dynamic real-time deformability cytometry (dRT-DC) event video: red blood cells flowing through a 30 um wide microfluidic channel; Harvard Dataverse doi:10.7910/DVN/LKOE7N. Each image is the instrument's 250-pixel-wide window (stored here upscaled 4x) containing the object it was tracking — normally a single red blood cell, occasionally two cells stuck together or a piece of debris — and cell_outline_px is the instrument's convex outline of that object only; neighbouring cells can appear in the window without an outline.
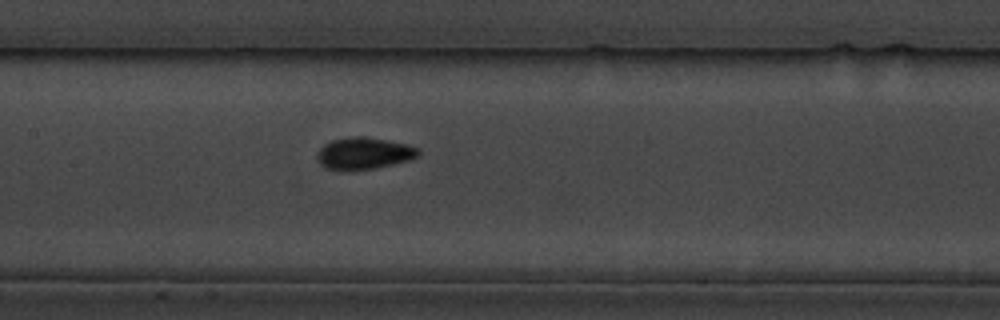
{"species": "common noctule bat (a hibernating species)", "species_latin": "Nyctalus noctula", "temperature_condition": "cold", "stored_images_in_passage": 34, "camera_frame_rate_fps": 3000, "um_per_image_px": 0.085, "animal": {"sex": "male", "body_mass_g": 19.5, "forearm_length_mm": 54.6}, "frame": {"image": 1, "passage_image": 15, "time_ms": 4.667, "image_size_px": [1000, 320], "cell_outline_px": [[420, 156], [408, 160], [392, 164], [372, 168], [328, 168], [320, 164], [316, 156], [320, 148], [324, 144], [332, 140], [356, 136], [364, 136], [408, 144], [420, 148]], "centroid_in_image_um": [30.99, 12.99], "position_along_channel_um": 176.4, "area_um2": 18.26}}
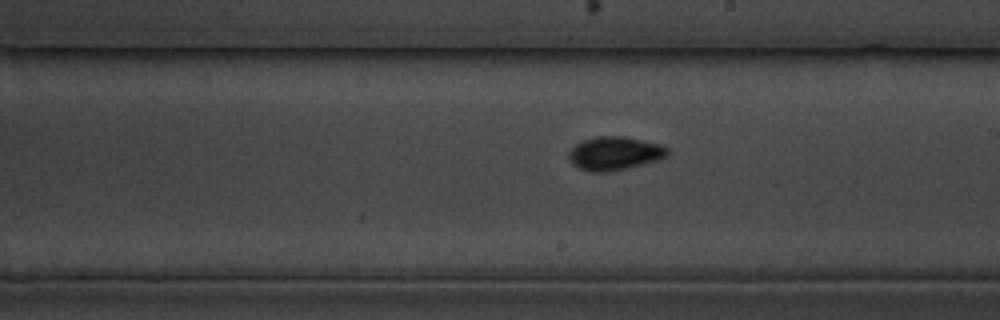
{"frame": {"image": 2, "passage_image": 20, "time_ms": 6.333, "image_size_px": [1000, 320], "cell_outline_px": [[668, 156], [656, 160], [608, 172], [592, 172], [580, 168], [572, 164], [568, 156], [568, 152], [576, 144], [584, 140], [596, 136], [624, 136], [660, 144], [668, 148]], "centroid_in_image_um": [52.22, 13.02], "position_along_channel_um": 236.8, "area_um2": 19.02}}